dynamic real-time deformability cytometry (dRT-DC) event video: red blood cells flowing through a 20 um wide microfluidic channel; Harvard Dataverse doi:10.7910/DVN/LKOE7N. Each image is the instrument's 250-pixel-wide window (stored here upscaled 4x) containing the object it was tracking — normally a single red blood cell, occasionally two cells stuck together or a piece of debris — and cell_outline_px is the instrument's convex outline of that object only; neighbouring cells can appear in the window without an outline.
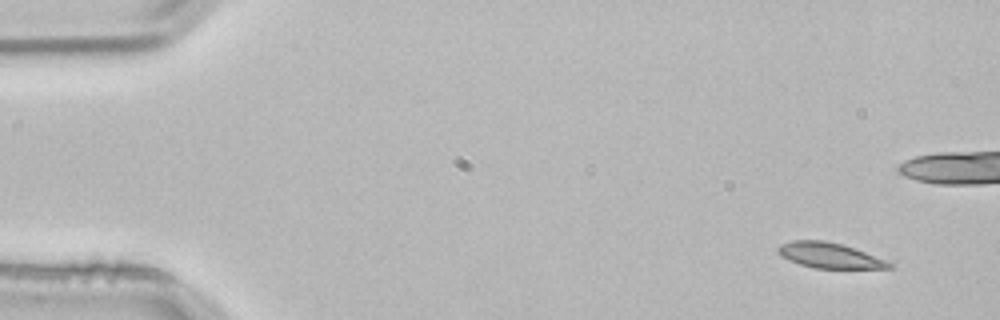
{"species": "common noctule bat (a hibernating species)", "species_latin": "Nyctalus noctula", "temperature_condition": "room temperature", "stored_images_in_passage": 3, "camera_frame_rate_fps": 3000, "um_per_image_px": 0.085, "animal": {"sex": "male", "body_mass_g": 21.5, "forearm_length_mm": 52.0}, "frame": {"image": 1, "passage_image": 1, "time_ms": 0.0, "image_size_px": [1000, 320], "cell_outline_px": [[896, 264], [892, 268], [816, 268], [800, 264], [788, 260], [780, 256], [776, 252], [776, 248], [780, 244], [792, 240], [824, 240], [840, 244], [864, 252]], "centroid_in_image_um": [70.45, 21.71], "position_along_channel_um": 14.5, "area_um2": 16.36}}